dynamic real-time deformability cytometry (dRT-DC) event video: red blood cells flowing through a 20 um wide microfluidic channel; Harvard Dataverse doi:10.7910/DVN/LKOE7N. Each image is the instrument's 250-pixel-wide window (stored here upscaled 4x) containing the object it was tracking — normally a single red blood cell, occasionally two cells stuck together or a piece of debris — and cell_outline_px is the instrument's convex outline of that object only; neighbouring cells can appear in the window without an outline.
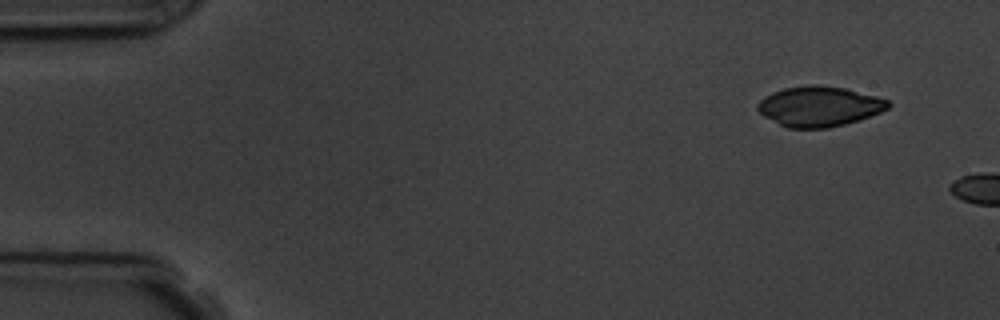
{"species": "common noctule bat (a hibernating species)", "species_latin": "Nyctalus noctula", "temperature_condition": "room temperature", "stored_images_in_passage": 2, "camera_frame_rate_fps": 3000, "um_per_image_px": 0.085, "animal": {"sex": "male", "body_mass_g": 19.5, "forearm_length_mm": 54.6}, "frame": {"image": 1, "passage_image": 1, "time_ms": 0.0, "image_size_px": [1000, 320], "cell_outline_px": [[892, 104], [888, 108], [880, 112], [844, 124], [828, 128], [788, 128], [764, 116], [756, 108], [756, 104], [764, 96], [772, 92], [784, 88], [812, 84], [816, 84], [844, 88], [876, 96], [888, 100]], "centroid_in_image_um": [69.61, 9.03], "position_along_channel_um": 15.4, "area_um2": 30.35}}